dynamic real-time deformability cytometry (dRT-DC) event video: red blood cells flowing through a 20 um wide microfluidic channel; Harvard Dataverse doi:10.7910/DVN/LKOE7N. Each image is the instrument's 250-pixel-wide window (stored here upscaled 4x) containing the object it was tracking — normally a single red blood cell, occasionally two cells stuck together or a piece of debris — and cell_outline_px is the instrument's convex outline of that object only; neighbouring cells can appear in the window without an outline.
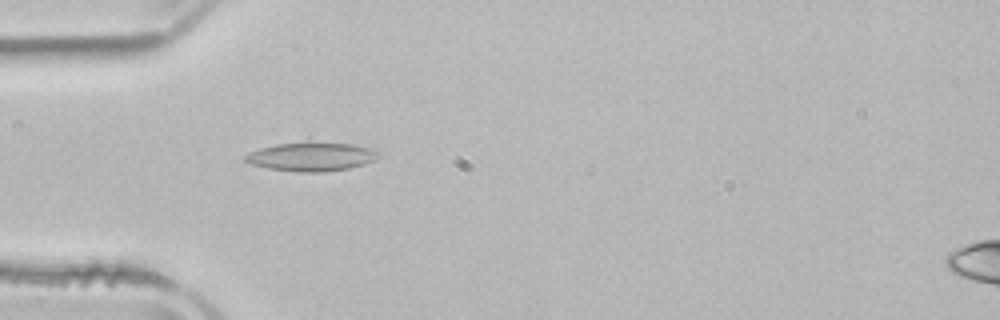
{"species": "common noctule bat (a hibernating species)", "species_latin": "Nyctalus noctula", "temperature_condition": "room temperature", "stored_images_in_passage": 3, "camera_frame_rate_fps": 3000, "um_per_image_px": 0.085, "animal": {"sex": "male", "body_mass_g": 21.5, "forearm_length_mm": 52.0}, "frame": {"image": 1, "passage_image": 3, "time_ms": 2.667, "image_size_px": [1000, 320], "cell_outline_px": [[380, 156], [364, 164], [348, 168], [324, 172], [300, 172], [268, 168], [252, 164], [244, 160], [244, 156], [248, 152], [260, 148], [308, 136], [352, 144], [368, 148], [376, 152]], "centroid_in_image_um": [26.42, 13.22], "position_along_channel_um": 58.6, "area_um2": 23.64}}